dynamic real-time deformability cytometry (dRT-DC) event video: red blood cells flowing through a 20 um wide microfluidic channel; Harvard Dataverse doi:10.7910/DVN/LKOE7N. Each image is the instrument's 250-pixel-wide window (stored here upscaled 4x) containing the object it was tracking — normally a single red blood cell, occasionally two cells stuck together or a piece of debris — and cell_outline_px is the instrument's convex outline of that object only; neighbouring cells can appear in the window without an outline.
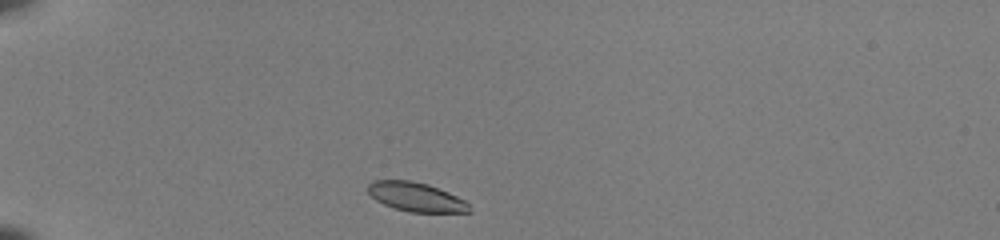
{"species": "common noctule bat (a hibernating species)", "species_latin": "Nyctalus noctula", "temperature_condition": "room temperature", "stored_images_in_passage": 37, "camera_frame_rate_fps": 3000, "um_per_image_px": 0.085, "animal": {"sex": "female", "body_mass_g": 22.0, "forearm_length_mm": 56.7}, "frame": {"image": 1, "passage_image": 1, "time_ms": 0.0, "image_size_px": [1000, 240], "cell_outline_px": [[472, 212], [408, 212], [384, 204], [376, 200], [368, 192], [368, 184], [376, 180], [412, 180], [428, 184], [448, 192], [464, 200], [468, 204]], "centroid_in_image_um": [35.36, 16.73], "position_along_channel_um": 49.6, "area_um2": 17.05}}
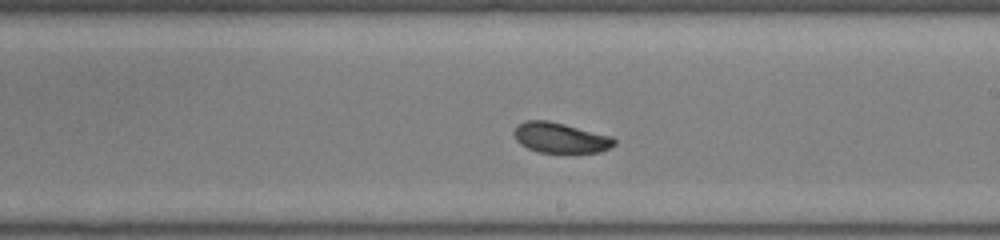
{"frame": {"image": 2, "passage_image": 18, "time_ms": 5.667, "image_size_px": [1000, 240], "cell_outline_px": [[616, 144], [600, 152], [540, 152], [528, 148], [520, 144], [516, 140], [512, 132], [516, 124], [524, 120], [548, 120], [612, 136], [616, 140]], "centroid_in_image_um": [47.59, 11.69], "position_along_channel_um": 241.4, "area_um2": 17.74}}
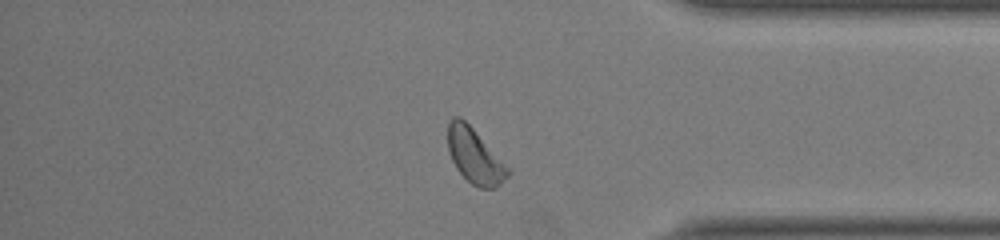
{"frame": {"image": 3, "passage_image": 30, "time_ms": 9.667, "image_size_px": [1000, 240], "cell_outline_px": [[512, 172], [496, 188], [480, 188], [472, 184], [456, 168], [448, 152], [448, 120], [452, 116], [460, 116], [472, 128]], "centroid_in_image_um": [40.32, 13.26], "position_along_channel_um": 394.9, "area_um2": 18.84}, "authors_computed_cell_mechanics": {"area_um2": 18.6116, "velocity_mm_per_s": 4.0419, "shape_relaxation_time_tau1_ms": 1.4624, "shape_relaxation_time_tau2_ms": null, "deformation_change_tau1": 0.0728, "deformation_change_tau2": null}}